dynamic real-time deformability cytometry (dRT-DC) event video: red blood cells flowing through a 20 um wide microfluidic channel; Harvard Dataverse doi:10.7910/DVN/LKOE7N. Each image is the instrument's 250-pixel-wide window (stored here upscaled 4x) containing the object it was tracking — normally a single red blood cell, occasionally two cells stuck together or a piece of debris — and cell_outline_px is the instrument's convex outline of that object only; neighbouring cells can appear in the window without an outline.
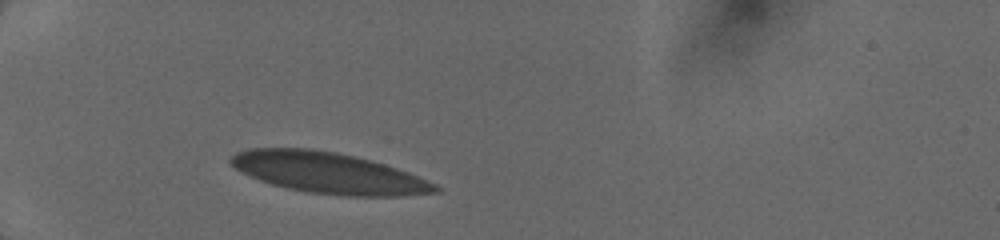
{"species": "human", "species_latin": "Homo sapiens", "temperature_condition": "cold", "stored_images_in_passage": 2, "camera_frame_rate_fps": 3000, "um_per_image_px": 0.085, "donor": {"sex": "female"}, "frame": {"image": 1, "passage_image": 2, "time_ms": 0.667, "image_size_px": [1000, 240], "cell_outline_px": [[440, 192], [400, 196], [340, 196], [308, 192], [288, 188], [272, 184], [248, 176], [240, 172], [228, 164], [228, 160], [236, 152], [248, 148], [308, 148], [336, 152], [384, 164], [408, 172], [436, 184], [440, 188]], "centroid_in_image_um": [27.87, 14.7], "position_along_channel_um": 57.1, "area_um2": 48.84}}